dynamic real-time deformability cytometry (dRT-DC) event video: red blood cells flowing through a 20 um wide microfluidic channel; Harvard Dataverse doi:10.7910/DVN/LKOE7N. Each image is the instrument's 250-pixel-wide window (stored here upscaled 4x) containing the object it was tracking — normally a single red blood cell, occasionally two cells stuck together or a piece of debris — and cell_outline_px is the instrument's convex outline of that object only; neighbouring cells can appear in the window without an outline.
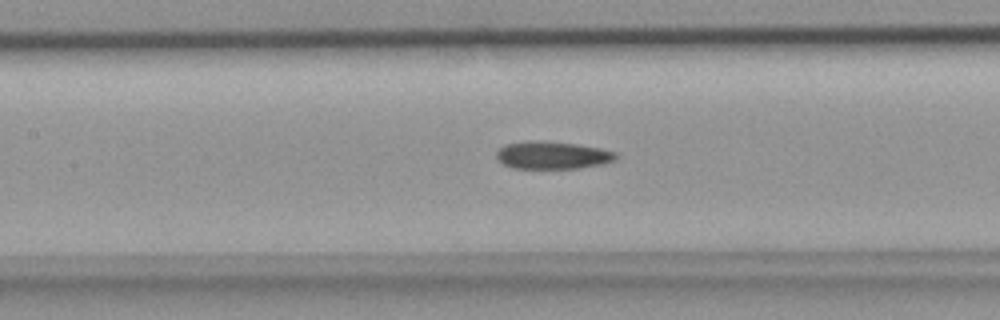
{"species": "common noctule bat (a hibernating species)", "species_latin": "Nyctalus noctula", "temperature_condition": "room temperature", "stored_images_in_passage": 42, "segment_of_instrument_passage": [1, 2], "camera_frame_rate_fps": 3000, "um_per_image_px": 0.085, "animal": {"sex": "female", "body_mass_g": 18.4}, "frame": {"image": 1, "passage_image": 18, "time_ms": 5.667, "image_size_px": [1000, 320], "cell_outline_px": [[620, 156], [616, 160], [604, 164], [576, 168], [512, 168], [504, 164], [496, 156], [496, 152], [504, 144], [528, 140], [540, 140], [576, 144], [600, 148], [620, 152]], "centroid_in_image_um": [47.01, 13.18], "position_along_channel_um": 160.4, "area_um2": 19.48}}
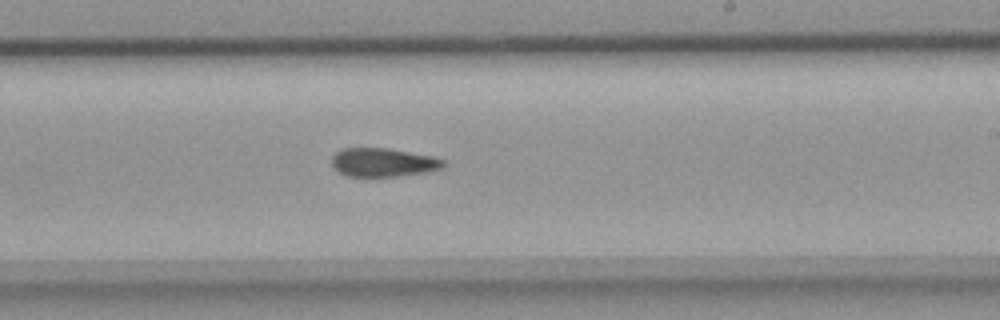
{"frame": {"image": 2, "passage_image": 24, "time_ms": 7.667, "image_size_px": [1000, 320], "cell_outline_px": [[448, 164], [444, 168], [428, 172], [396, 176], [348, 176], [340, 172], [332, 164], [332, 156], [340, 148], [388, 148], [432, 156], [448, 160]], "centroid_in_image_um": [32.65, 13.79], "position_along_channel_um": 256.4, "area_um2": 18.79}}
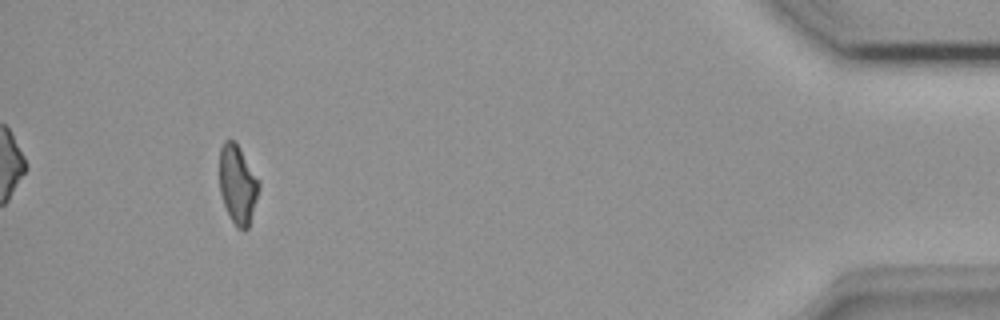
{"frame": {"image": 3, "passage_image": 38, "time_ms": 12.333, "image_size_px": [1000, 320], "cell_outline_px": [[260, 188], [248, 228], [240, 228], [232, 220], [224, 204], [220, 192], [220, 148], [224, 140], [236, 140], [260, 180]], "centroid_in_image_um": [20.22, 15.6], "position_along_channel_um": 415.0, "area_um2": 18.09}}